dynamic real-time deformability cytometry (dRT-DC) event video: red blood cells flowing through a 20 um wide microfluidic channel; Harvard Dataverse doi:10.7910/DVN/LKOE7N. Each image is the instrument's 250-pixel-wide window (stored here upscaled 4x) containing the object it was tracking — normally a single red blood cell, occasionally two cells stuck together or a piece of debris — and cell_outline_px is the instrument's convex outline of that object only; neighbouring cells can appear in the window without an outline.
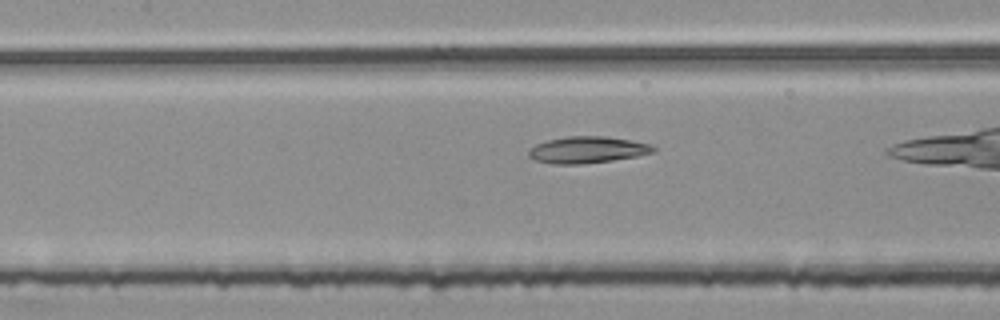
{"species": "common noctule bat (a hibernating species)", "species_latin": "Nyctalus noctula", "temperature_condition": "room temperature", "stored_images_in_passage": 39, "camera_frame_rate_fps": 3000, "um_per_image_px": 0.085, "animal": {"sex": "female", "body_mass_g": 25.1}, "frame": {"image": 1, "passage_image": 21, "time_ms": 6.667, "image_size_px": [1000, 320], "cell_outline_px": [[656, 152], [636, 156], [612, 160], [584, 164], [552, 164], [532, 160], [528, 156], [528, 152], [536, 144], [548, 140], [568, 136], [608, 136], [652, 144], [656, 148]], "centroid_in_image_um": [49.93, 12.74], "position_along_channel_um": 157.5, "area_um2": 19.48}}
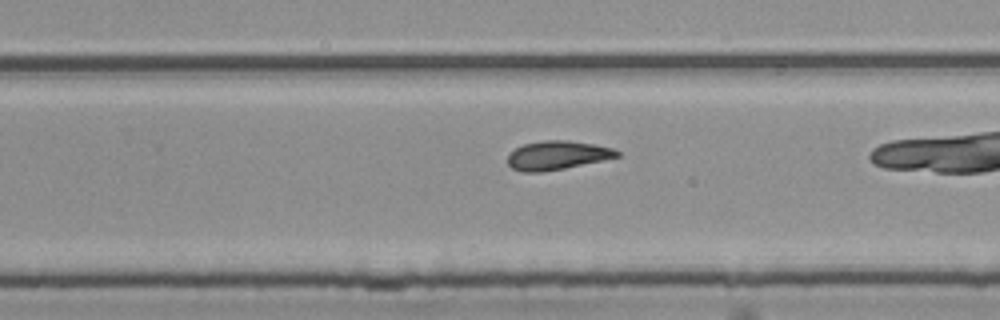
{"frame": {"image": 2, "passage_image": 31, "time_ms": 10.0, "image_size_px": [1000, 320], "cell_outline_px": [[620, 156], [564, 168], [540, 172], [520, 172], [512, 168], [508, 164], [508, 156], [516, 148], [524, 144], [544, 140], [568, 140], [596, 144], [612, 148], [620, 152]], "centroid_in_image_um": [47.36, 13.19], "position_along_channel_um": 282.4, "area_um2": 18.21}}
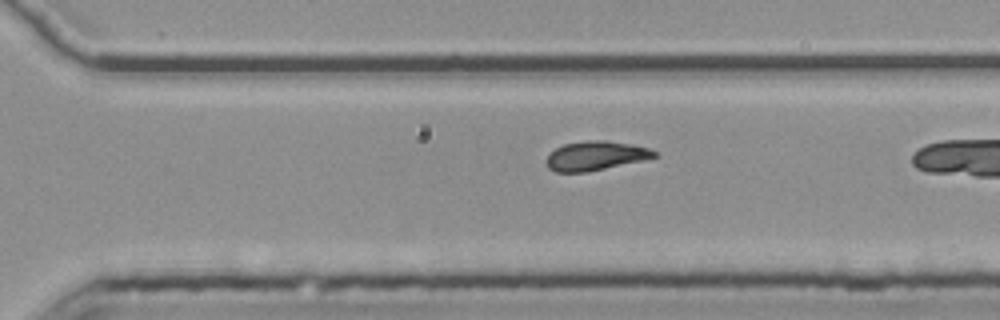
{"frame": {"image": 3, "passage_image": 34, "time_ms": 11.0, "image_size_px": [1000, 320], "cell_outline_px": [[656, 156], [640, 160], [604, 168], [584, 172], [556, 172], [548, 168], [548, 156], [556, 148], [564, 144], [588, 140], [604, 140], [628, 144], [648, 148], [656, 152]], "centroid_in_image_um": [50.58, 13.23], "position_along_channel_um": 320.0, "area_um2": 17.69}}